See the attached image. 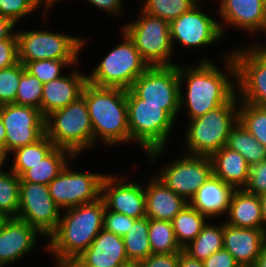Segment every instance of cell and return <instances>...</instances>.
<instances>
[{
	"instance_id": "6da1fadb",
	"label": "cell",
	"mask_w": 266,
	"mask_h": 267,
	"mask_svg": "<svg viewBox=\"0 0 266 267\" xmlns=\"http://www.w3.org/2000/svg\"><path fill=\"white\" fill-rule=\"evenodd\" d=\"M105 202L98 200L68 208L60 216L56 230L49 236L48 249L54 252L58 267H67L103 229ZM62 217V218H61Z\"/></svg>"
},
{
	"instance_id": "7a4b0ae2",
	"label": "cell",
	"mask_w": 266,
	"mask_h": 267,
	"mask_svg": "<svg viewBox=\"0 0 266 267\" xmlns=\"http://www.w3.org/2000/svg\"><path fill=\"white\" fill-rule=\"evenodd\" d=\"M130 141H137L151 160L163 152L180 105L146 104L130 89L126 90Z\"/></svg>"
},
{
	"instance_id": "3957f363",
	"label": "cell",
	"mask_w": 266,
	"mask_h": 267,
	"mask_svg": "<svg viewBox=\"0 0 266 267\" xmlns=\"http://www.w3.org/2000/svg\"><path fill=\"white\" fill-rule=\"evenodd\" d=\"M82 96L93 128V145L98 136L107 144L130 141L126 90L98 87L87 82Z\"/></svg>"
},
{
	"instance_id": "277c9868",
	"label": "cell",
	"mask_w": 266,
	"mask_h": 267,
	"mask_svg": "<svg viewBox=\"0 0 266 267\" xmlns=\"http://www.w3.org/2000/svg\"><path fill=\"white\" fill-rule=\"evenodd\" d=\"M178 73L180 85L184 77L187 82L186 99L180 89V109L183 104L187 105L190 120L228 103L235 96L234 85L228 80V75L222 74L210 61L203 60L195 68L182 69L178 66Z\"/></svg>"
},
{
	"instance_id": "5b68a950",
	"label": "cell",
	"mask_w": 266,
	"mask_h": 267,
	"mask_svg": "<svg viewBox=\"0 0 266 267\" xmlns=\"http://www.w3.org/2000/svg\"><path fill=\"white\" fill-rule=\"evenodd\" d=\"M45 135L56 147L67 149L75 156L93 146V128L85 98L80 96L46 116Z\"/></svg>"
},
{
	"instance_id": "8992f818",
	"label": "cell",
	"mask_w": 266,
	"mask_h": 267,
	"mask_svg": "<svg viewBox=\"0 0 266 267\" xmlns=\"http://www.w3.org/2000/svg\"><path fill=\"white\" fill-rule=\"evenodd\" d=\"M236 96L238 95L228 103L190 121L186 134L190 155L210 156L226 146L230 130L238 122V110L235 108Z\"/></svg>"
},
{
	"instance_id": "52a82bcc",
	"label": "cell",
	"mask_w": 266,
	"mask_h": 267,
	"mask_svg": "<svg viewBox=\"0 0 266 267\" xmlns=\"http://www.w3.org/2000/svg\"><path fill=\"white\" fill-rule=\"evenodd\" d=\"M124 41L107 54L99 63L87 82L98 87L129 90L134 81L144 73L149 65L126 33Z\"/></svg>"
},
{
	"instance_id": "ba28073f",
	"label": "cell",
	"mask_w": 266,
	"mask_h": 267,
	"mask_svg": "<svg viewBox=\"0 0 266 267\" xmlns=\"http://www.w3.org/2000/svg\"><path fill=\"white\" fill-rule=\"evenodd\" d=\"M141 19L128 24L123 33L133 41L143 60L149 65L172 66L170 23L141 10Z\"/></svg>"
},
{
	"instance_id": "9c48e42d",
	"label": "cell",
	"mask_w": 266,
	"mask_h": 267,
	"mask_svg": "<svg viewBox=\"0 0 266 267\" xmlns=\"http://www.w3.org/2000/svg\"><path fill=\"white\" fill-rule=\"evenodd\" d=\"M18 61L25 65L35 60L78 59L85 40L47 31H24L16 33Z\"/></svg>"
},
{
	"instance_id": "30bf717a",
	"label": "cell",
	"mask_w": 266,
	"mask_h": 267,
	"mask_svg": "<svg viewBox=\"0 0 266 267\" xmlns=\"http://www.w3.org/2000/svg\"><path fill=\"white\" fill-rule=\"evenodd\" d=\"M17 218L49 237L57 228L60 208L51 197L48 185L20 182Z\"/></svg>"
},
{
	"instance_id": "8fae6325",
	"label": "cell",
	"mask_w": 266,
	"mask_h": 267,
	"mask_svg": "<svg viewBox=\"0 0 266 267\" xmlns=\"http://www.w3.org/2000/svg\"><path fill=\"white\" fill-rule=\"evenodd\" d=\"M225 60L239 83L242 101L266 108V60L251 47L238 49Z\"/></svg>"
},
{
	"instance_id": "7c38bea8",
	"label": "cell",
	"mask_w": 266,
	"mask_h": 267,
	"mask_svg": "<svg viewBox=\"0 0 266 267\" xmlns=\"http://www.w3.org/2000/svg\"><path fill=\"white\" fill-rule=\"evenodd\" d=\"M0 117L6 130L5 158L9 152L33 144L45 135V117L34 107L1 105Z\"/></svg>"
},
{
	"instance_id": "4fadbf2b",
	"label": "cell",
	"mask_w": 266,
	"mask_h": 267,
	"mask_svg": "<svg viewBox=\"0 0 266 267\" xmlns=\"http://www.w3.org/2000/svg\"><path fill=\"white\" fill-rule=\"evenodd\" d=\"M105 174L71 172L66 167L49 184V191L56 205L72 208L90 203L101 197V183Z\"/></svg>"
},
{
	"instance_id": "5bb4252c",
	"label": "cell",
	"mask_w": 266,
	"mask_h": 267,
	"mask_svg": "<svg viewBox=\"0 0 266 267\" xmlns=\"http://www.w3.org/2000/svg\"><path fill=\"white\" fill-rule=\"evenodd\" d=\"M213 174L209 156L190 155L171 162L157 178L185 200L191 199L199 187ZM187 198V199H186Z\"/></svg>"
},
{
	"instance_id": "9a60e30c",
	"label": "cell",
	"mask_w": 266,
	"mask_h": 267,
	"mask_svg": "<svg viewBox=\"0 0 266 267\" xmlns=\"http://www.w3.org/2000/svg\"><path fill=\"white\" fill-rule=\"evenodd\" d=\"M178 65L149 67L130 90L146 104L180 105Z\"/></svg>"
},
{
	"instance_id": "2e32d148",
	"label": "cell",
	"mask_w": 266,
	"mask_h": 267,
	"mask_svg": "<svg viewBox=\"0 0 266 267\" xmlns=\"http://www.w3.org/2000/svg\"><path fill=\"white\" fill-rule=\"evenodd\" d=\"M223 32L221 24L200 11L198 4L170 22L172 46L175 39L184 46L210 45L218 41Z\"/></svg>"
},
{
	"instance_id": "e0dca14e",
	"label": "cell",
	"mask_w": 266,
	"mask_h": 267,
	"mask_svg": "<svg viewBox=\"0 0 266 267\" xmlns=\"http://www.w3.org/2000/svg\"><path fill=\"white\" fill-rule=\"evenodd\" d=\"M105 175L101 183V197L107 209L125 214L135 219L146 217V197L144 187L138 183H125L123 178ZM124 182V183H123Z\"/></svg>"
},
{
	"instance_id": "ac0fdd59",
	"label": "cell",
	"mask_w": 266,
	"mask_h": 267,
	"mask_svg": "<svg viewBox=\"0 0 266 267\" xmlns=\"http://www.w3.org/2000/svg\"><path fill=\"white\" fill-rule=\"evenodd\" d=\"M128 260L123 237L102 229L84 250L67 267H127Z\"/></svg>"
},
{
	"instance_id": "d6986e66",
	"label": "cell",
	"mask_w": 266,
	"mask_h": 267,
	"mask_svg": "<svg viewBox=\"0 0 266 267\" xmlns=\"http://www.w3.org/2000/svg\"><path fill=\"white\" fill-rule=\"evenodd\" d=\"M39 232L18 218H5L0 225V267L19 260L35 246Z\"/></svg>"
},
{
	"instance_id": "ffe728a7",
	"label": "cell",
	"mask_w": 266,
	"mask_h": 267,
	"mask_svg": "<svg viewBox=\"0 0 266 267\" xmlns=\"http://www.w3.org/2000/svg\"><path fill=\"white\" fill-rule=\"evenodd\" d=\"M266 244L263 229L235 227L224 224L223 248L243 266H253Z\"/></svg>"
},
{
	"instance_id": "44dd1931",
	"label": "cell",
	"mask_w": 266,
	"mask_h": 267,
	"mask_svg": "<svg viewBox=\"0 0 266 267\" xmlns=\"http://www.w3.org/2000/svg\"><path fill=\"white\" fill-rule=\"evenodd\" d=\"M87 83V76L79 72H72L71 76H62L43 84L40 111L44 117L53 111L66 107L82 96Z\"/></svg>"
},
{
	"instance_id": "7402d4cb",
	"label": "cell",
	"mask_w": 266,
	"mask_h": 267,
	"mask_svg": "<svg viewBox=\"0 0 266 267\" xmlns=\"http://www.w3.org/2000/svg\"><path fill=\"white\" fill-rule=\"evenodd\" d=\"M236 189L215 175H211L198 189L188 204L205 217L228 212L231 197Z\"/></svg>"
},
{
	"instance_id": "603a6c76",
	"label": "cell",
	"mask_w": 266,
	"mask_h": 267,
	"mask_svg": "<svg viewBox=\"0 0 266 267\" xmlns=\"http://www.w3.org/2000/svg\"><path fill=\"white\" fill-rule=\"evenodd\" d=\"M220 15L229 25L250 32L266 26V3L263 0H220Z\"/></svg>"
},
{
	"instance_id": "cb8c5ba5",
	"label": "cell",
	"mask_w": 266,
	"mask_h": 267,
	"mask_svg": "<svg viewBox=\"0 0 266 267\" xmlns=\"http://www.w3.org/2000/svg\"><path fill=\"white\" fill-rule=\"evenodd\" d=\"M146 197V217L149 219L172 221L188 204L182 196L170 190L157 177L144 189Z\"/></svg>"
},
{
	"instance_id": "d4e9b609",
	"label": "cell",
	"mask_w": 266,
	"mask_h": 267,
	"mask_svg": "<svg viewBox=\"0 0 266 267\" xmlns=\"http://www.w3.org/2000/svg\"><path fill=\"white\" fill-rule=\"evenodd\" d=\"M209 157L213 175L236 189H244L248 183L250 166L240 153L223 146Z\"/></svg>"
},
{
	"instance_id": "484cf974",
	"label": "cell",
	"mask_w": 266,
	"mask_h": 267,
	"mask_svg": "<svg viewBox=\"0 0 266 267\" xmlns=\"http://www.w3.org/2000/svg\"><path fill=\"white\" fill-rule=\"evenodd\" d=\"M228 214L229 225L262 229L260 200L256 194L248 193L244 189H236L231 197Z\"/></svg>"
},
{
	"instance_id": "4316f807",
	"label": "cell",
	"mask_w": 266,
	"mask_h": 267,
	"mask_svg": "<svg viewBox=\"0 0 266 267\" xmlns=\"http://www.w3.org/2000/svg\"><path fill=\"white\" fill-rule=\"evenodd\" d=\"M66 154H68L69 158L75 157L71 151L56 147L43 160L27 169L20 176V182L48 185L56 176L61 173L66 165H68L67 162H65Z\"/></svg>"
},
{
	"instance_id": "83f0119b",
	"label": "cell",
	"mask_w": 266,
	"mask_h": 267,
	"mask_svg": "<svg viewBox=\"0 0 266 267\" xmlns=\"http://www.w3.org/2000/svg\"><path fill=\"white\" fill-rule=\"evenodd\" d=\"M226 147L240 153L249 166L266 160V148L239 121L230 130Z\"/></svg>"
},
{
	"instance_id": "f1b7e54d",
	"label": "cell",
	"mask_w": 266,
	"mask_h": 267,
	"mask_svg": "<svg viewBox=\"0 0 266 267\" xmlns=\"http://www.w3.org/2000/svg\"><path fill=\"white\" fill-rule=\"evenodd\" d=\"M224 225L205 224L197 237L183 250L192 258L204 261L213 253L223 249Z\"/></svg>"
},
{
	"instance_id": "f546056e",
	"label": "cell",
	"mask_w": 266,
	"mask_h": 267,
	"mask_svg": "<svg viewBox=\"0 0 266 267\" xmlns=\"http://www.w3.org/2000/svg\"><path fill=\"white\" fill-rule=\"evenodd\" d=\"M149 218L137 219L123 236L125 252L128 260L135 264L147 259L152 254L148 240Z\"/></svg>"
},
{
	"instance_id": "4dcf8cb0",
	"label": "cell",
	"mask_w": 266,
	"mask_h": 267,
	"mask_svg": "<svg viewBox=\"0 0 266 267\" xmlns=\"http://www.w3.org/2000/svg\"><path fill=\"white\" fill-rule=\"evenodd\" d=\"M179 245L184 248L201 232L205 216L187 204L171 221Z\"/></svg>"
},
{
	"instance_id": "1f68e13d",
	"label": "cell",
	"mask_w": 266,
	"mask_h": 267,
	"mask_svg": "<svg viewBox=\"0 0 266 267\" xmlns=\"http://www.w3.org/2000/svg\"><path fill=\"white\" fill-rule=\"evenodd\" d=\"M55 148L56 146L51 140L44 135L40 140L33 144L15 149L13 151L16 154L15 161L11 167V171L20 177L27 169L43 160Z\"/></svg>"
},
{
	"instance_id": "d6a6232c",
	"label": "cell",
	"mask_w": 266,
	"mask_h": 267,
	"mask_svg": "<svg viewBox=\"0 0 266 267\" xmlns=\"http://www.w3.org/2000/svg\"><path fill=\"white\" fill-rule=\"evenodd\" d=\"M148 240L152 254H171L183 250L170 221L149 219Z\"/></svg>"
},
{
	"instance_id": "836d02e7",
	"label": "cell",
	"mask_w": 266,
	"mask_h": 267,
	"mask_svg": "<svg viewBox=\"0 0 266 267\" xmlns=\"http://www.w3.org/2000/svg\"><path fill=\"white\" fill-rule=\"evenodd\" d=\"M11 172L0 171V214L4 218H17L19 210L20 177Z\"/></svg>"
},
{
	"instance_id": "e575fe53",
	"label": "cell",
	"mask_w": 266,
	"mask_h": 267,
	"mask_svg": "<svg viewBox=\"0 0 266 267\" xmlns=\"http://www.w3.org/2000/svg\"><path fill=\"white\" fill-rule=\"evenodd\" d=\"M238 109V121L266 148V108L246 102Z\"/></svg>"
},
{
	"instance_id": "d590c367",
	"label": "cell",
	"mask_w": 266,
	"mask_h": 267,
	"mask_svg": "<svg viewBox=\"0 0 266 267\" xmlns=\"http://www.w3.org/2000/svg\"><path fill=\"white\" fill-rule=\"evenodd\" d=\"M142 10L169 23L190 11L199 0H145Z\"/></svg>"
},
{
	"instance_id": "8d00e7d4",
	"label": "cell",
	"mask_w": 266,
	"mask_h": 267,
	"mask_svg": "<svg viewBox=\"0 0 266 267\" xmlns=\"http://www.w3.org/2000/svg\"><path fill=\"white\" fill-rule=\"evenodd\" d=\"M43 83L26 70L21 75L14 104L41 108Z\"/></svg>"
},
{
	"instance_id": "74e56055",
	"label": "cell",
	"mask_w": 266,
	"mask_h": 267,
	"mask_svg": "<svg viewBox=\"0 0 266 267\" xmlns=\"http://www.w3.org/2000/svg\"><path fill=\"white\" fill-rule=\"evenodd\" d=\"M78 59L35 60L27 62L24 66L28 73L35 76L43 84L62 77L60 70L63 66L75 64Z\"/></svg>"
},
{
	"instance_id": "f35d334b",
	"label": "cell",
	"mask_w": 266,
	"mask_h": 267,
	"mask_svg": "<svg viewBox=\"0 0 266 267\" xmlns=\"http://www.w3.org/2000/svg\"><path fill=\"white\" fill-rule=\"evenodd\" d=\"M25 70L20 62L0 69V106L15 102L20 78Z\"/></svg>"
},
{
	"instance_id": "ab89813d",
	"label": "cell",
	"mask_w": 266,
	"mask_h": 267,
	"mask_svg": "<svg viewBox=\"0 0 266 267\" xmlns=\"http://www.w3.org/2000/svg\"><path fill=\"white\" fill-rule=\"evenodd\" d=\"M39 5L37 0H0V15L16 23Z\"/></svg>"
},
{
	"instance_id": "60d3db41",
	"label": "cell",
	"mask_w": 266,
	"mask_h": 267,
	"mask_svg": "<svg viewBox=\"0 0 266 267\" xmlns=\"http://www.w3.org/2000/svg\"><path fill=\"white\" fill-rule=\"evenodd\" d=\"M137 219L105 208L103 229L123 237Z\"/></svg>"
},
{
	"instance_id": "b9f144b4",
	"label": "cell",
	"mask_w": 266,
	"mask_h": 267,
	"mask_svg": "<svg viewBox=\"0 0 266 267\" xmlns=\"http://www.w3.org/2000/svg\"><path fill=\"white\" fill-rule=\"evenodd\" d=\"M244 190L256 195L266 193V160L250 166L248 183Z\"/></svg>"
},
{
	"instance_id": "7bdbcfd3",
	"label": "cell",
	"mask_w": 266,
	"mask_h": 267,
	"mask_svg": "<svg viewBox=\"0 0 266 267\" xmlns=\"http://www.w3.org/2000/svg\"><path fill=\"white\" fill-rule=\"evenodd\" d=\"M18 40L14 33L9 39L0 41V69L18 63Z\"/></svg>"
},
{
	"instance_id": "ee69618b",
	"label": "cell",
	"mask_w": 266,
	"mask_h": 267,
	"mask_svg": "<svg viewBox=\"0 0 266 267\" xmlns=\"http://www.w3.org/2000/svg\"><path fill=\"white\" fill-rule=\"evenodd\" d=\"M179 252L151 254L147 259L135 263L137 267H178Z\"/></svg>"
},
{
	"instance_id": "f6af8a7d",
	"label": "cell",
	"mask_w": 266,
	"mask_h": 267,
	"mask_svg": "<svg viewBox=\"0 0 266 267\" xmlns=\"http://www.w3.org/2000/svg\"><path fill=\"white\" fill-rule=\"evenodd\" d=\"M204 267H239L240 264L226 250L221 249L203 261Z\"/></svg>"
},
{
	"instance_id": "bcb514c9",
	"label": "cell",
	"mask_w": 266,
	"mask_h": 267,
	"mask_svg": "<svg viewBox=\"0 0 266 267\" xmlns=\"http://www.w3.org/2000/svg\"><path fill=\"white\" fill-rule=\"evenodd\" d=\"M91 2L94 6L104 9L105 11L107 10L109 13L111 12L112 14H119L122 12L121 10V2L122 0H87Z\"/></svg>"
},
{
	"instance_id": "7dc6e473",
	"label": "cell",
	"mask_w": 266,
	"mask_h": 267,
	"mask_svg": "<svg viewBox=\"0 0 266 267\" xmlns=\"http://www.w3.org/2000/svg\"><path fill=\"white\" fill-rule=\"evenodd\" d=\"M14 25L15 23L11 19L0 15V41L9 39L14 34L11 31Z\"/></svg>"
},
{
	"instance_id": "c3c4849f",
	"label": "cell",
	"mask_w": 266,
	"mask_h": 267,
	"mask_svg": "<svg viewBox=\"0 0 266 267\" xmlns=\"http://www.w3.org/2000/svg\"><path fill=\"white\" fill-rule=\"evenodd\" d=\"M178 267H204L203 261L192 258L184 250L179 252Z\"/></svg>"
},
{
	"instance_id": "681fc988",
	"label": "cell",
	"mask_w": 266,
	"mask_h": 267,
	"mask_svg": "<svg viewBox=\"0 0 266 267\" xmlns=\"http://www.w3.org/2000/svg\"><path fill=\"white\" fill-rule=\"evenodd\" d=\"M260 200L261 212H262V229L266 236V193L258 195Z\"/></svg>"
},
{
	"instance_id": "f907efd6",
	"label": "cell",
	"mask_w": 266,
	"mask_h": 267,
	"mask_svg": "<svg viewBox=\"0 0 266 267\" xmlns=\"http://www.w3.org/2000/svg\"><path fill=\"white\" fill-rule=\"evenodd\" d=\"M5 138L6 130L4 127L3 120L0 117V155L5 159Z\"/></svg>"
},
{
	"instance_id": "816d5d0a",
	"label": "cell",
	"mask_w": 266,
	"mask_h": 267,
	"mask_svg": "<svg viewBox=\"0 0 266 267\" xmlns=\"http://www.w3.org/2000/svg\"><path fill=\"white\" fill-rule=\"evenodd\" d=\"M253 267H266V244L262 247Z\"/></svg>"
},
{
	"instance_id": "f5cc1de1",
	"label": "cell",
	"mask_w": 266,
	"mask_h": 267,
	"mask_svg": "<svg viewBox=\"0 0 266 267\" xmlns=\"http://www.w3.org/2000/svg\"><path fill=\"white\" fill-rule=\"evenodd\" d=\"M263 31L265 30L266 31V26L262 29ZM260 46H254L252 47V49L258 54L260 55L262 58H264L266 60V48L265 47H261L259 48Z\"/></svg>"
},
{
	"instance_id": "db71d44e",
	"label": "cell",
	"mask_w": 266,
	"mask_h": 267,
	"mask_svg": "<svg viewBox=\"0 0 266 267\" xmlns=\"http://www.w3.org/2000/svg\"><path fill=\"white\" fill-rule=\"evenodd\" d=\"M40 4H42L43 0H37ZM45 2V10L47 11L48 7L51 6L53 4V2H55L56 0H44Z\"/></svg>"
},
{
	"instance_id": "11a10c76",
	"label": "cell",
	"mask_w": 266,
	"mask_h": 267,
	"mask_svg": "<svg viewBox=\"0 0 266 267\" xmlns=\"http://www.w3.org/2000/svg\"><path fill=\"white\" fill-rule=\"evenodd\" d=\"M4 160H6V159H4L1 155H0V166H2L3 165V163H4Z\"/></svg>"
},
{
	"instance_id": "9f6ffc18",
	"label": "cell",
	"mask_w": 266,
	"mask_h": 267,
	"mask_svg": "<svg viewBox=\"0 0 266 267\" xmlns=\"http://www.w3.org/2000/svg\"><path fill=\"white\" fill-rule=\"evenodd\" d=\"M4 219H5V218L0 214V225H1V223L3 222Z\"/></svg>"
},
{
	"instance_id": "6f0895ef",
	"label": "cell",
	"mask_w": 266,
	"mask_h": 267,
	"mask_svg": "<svg viewBox=\"0 0 266 267\" xmlns=\"http://www.w3.org/2000/svg\"><path fill=\"white\" fill-rule=\"evenodd\" d=\"M127 267H137V266L135 264H131V265L127 266Z\"/></svg>"
},
{
	"instance_id": "680465c9",
	"label": "cell",
	"mask_w": 266,
	"mask_h": 267,
	"mask_svg": "<svg viewBox=\"0 0 266 267\" xmlns=\"http://www.w3.org/2000/svg\"><path fill=\"white\" fill-rule=\"evenodd\" d=\"M239 267H253V266H243V265H240Z\"/></svg>"
}]
</instances>
